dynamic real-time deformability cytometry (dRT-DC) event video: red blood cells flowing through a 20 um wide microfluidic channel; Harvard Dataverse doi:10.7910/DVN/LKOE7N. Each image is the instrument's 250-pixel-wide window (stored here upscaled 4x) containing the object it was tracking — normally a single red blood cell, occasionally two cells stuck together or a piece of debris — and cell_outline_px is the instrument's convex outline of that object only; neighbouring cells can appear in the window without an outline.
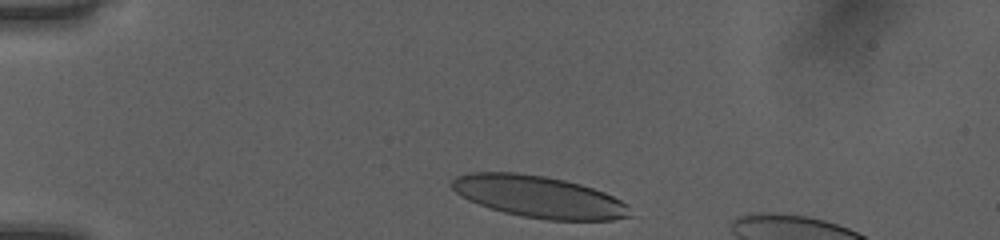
{"species": "human", "species_latin": "Homo sapiens", "temperature_condition": "room temperature", "stored_images_in_passage": 33, "camera_frame_rate_fps": 3000, "um_per_image_px": 0.085, "donor": {"sex": "female"}, "frame": {"image": 1, "passage_image": 1, "time_ms": 0.0, "image_size_px": [1000, 240], "cell_outline_px": [[636, 216], [612, 220], [548, 220], [524, 216], [504, 212], [468, 200], [460, 196], [452, 188], [452, 180], [456, 176], [468, 172], [516, 172], [544, 176], [564, 180], [580, 184], [604, 192], [628, 204]], "centroid_in_image_um": [45.85, 16.72], "position_along_channel_um": 39.2, "area_um2": 43.47}}
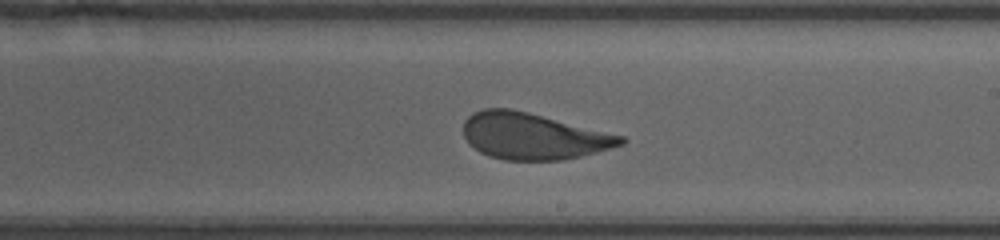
{"frame": {"image": 2, "passage_image": 20, "time_ms": 6.333, "image_size_px": [1000, 240], "cell_outline_px": [[628, 140], [624, 144], [596, 152], [564, 160], [504, 160], [488, 156], [480, 152], [468, 144], [464, 136], [464, 120], [472, 112], [484, 108], [508, 108], [528, 112], [624, 136]], "centroid_in_image_um": [45.29, 11.57], "position_along_channel_um": 243.7, "area_um2": 42.66}}
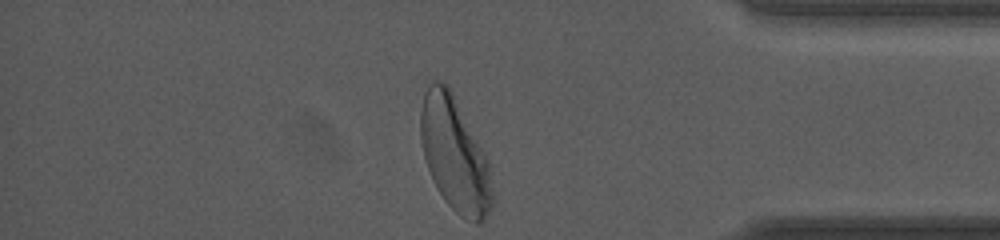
{"frame": {"image": 3, "passage_image": 33, "time_ms": 10.667, "image_size_px": [1000, 240], "cell_outline_px": [[492, 208], [484, 220], [476, 224], [460, 216], [444, 200], [436, 188], [432, 180], [424, 156], [420, 136], [420, 112], [424, 92], [428, 84], [432, 80], [440, 80], [452, 92], [488, 160], [492, 192]], "centroid_in_image_um": [38.63, 13.15], "position_along_channel_um": 396.6, "area_um2": 47.34}, "authors_computed_cell_mechanics": {"area_um2": 43.5234, "velocity_mm_per_s": 4.0267, "shape_relaxation_time_tau1_ms": 3.4135, "shape_relaxation_time_tau2_ms": 0.8006, "deformation_change_tau1": 0.1639, "deformation_change_tau2": 0.0745}}